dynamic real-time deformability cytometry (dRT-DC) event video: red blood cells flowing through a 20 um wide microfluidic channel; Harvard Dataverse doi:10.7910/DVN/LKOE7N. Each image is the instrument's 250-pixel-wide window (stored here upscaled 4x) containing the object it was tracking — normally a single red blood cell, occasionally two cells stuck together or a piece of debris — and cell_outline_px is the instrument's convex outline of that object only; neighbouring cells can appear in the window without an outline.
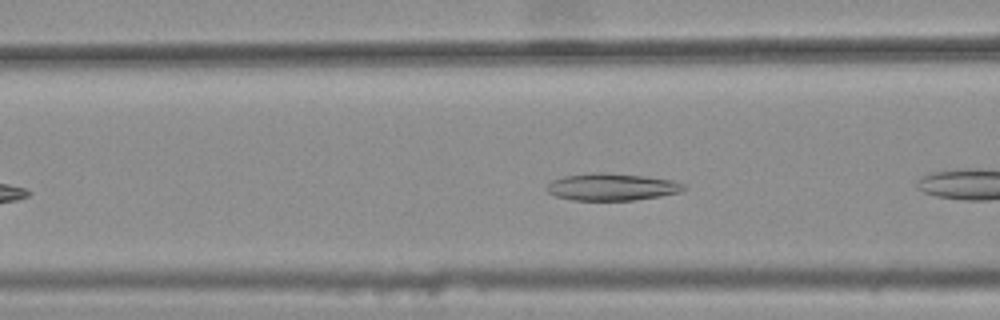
{"species": "common noctule bat (a hibernating species)", "species_latin": "Nyctalus noctula", "temperature_condition": "warm", "stored_images_in_passage": 29, "camera_frame_rate_fps": 3000, "um_per_image_px": 0.085, "animal": {"sex": "female", "body_mass_g": 25.1}, "frame": {"image": 1, "passage_image": 5, "time_ms": 1.333, "image_size_px": [1000, 320], "cell_outline_px": [[688, 188], [680, 192], [660, 196], [636, 200], [572, 200], [556, 196], [548, 192], [544, 188], [552, 180], [568, 176], [592, 172], [600, 172], [644, 176], [672, 180], [684, 184]], "centroid_in_image_um": [52.02, 15.89], "position_along_channel_um": 114.6, "area_um2": 21.62}, "authors_computed_cell_mechanics": {"area_um2": 20.7502, "velocity_mm_per_s": 3.7286, "shape_relaxation_time_tau1_ms": 7.087, "shape_relaxation_time_tau2_ms": 1.2765, "deformation_change_tau1": 0.1527, "deformation_change_tau2": 0.0573}}